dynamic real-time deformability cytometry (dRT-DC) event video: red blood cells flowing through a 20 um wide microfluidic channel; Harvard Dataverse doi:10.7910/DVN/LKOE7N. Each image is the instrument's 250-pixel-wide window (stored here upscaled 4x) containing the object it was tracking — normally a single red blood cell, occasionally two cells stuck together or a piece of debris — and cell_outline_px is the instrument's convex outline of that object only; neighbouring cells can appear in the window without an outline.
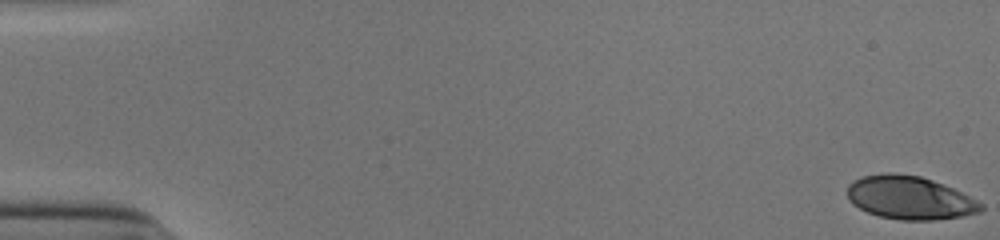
{"species": "human", "species_latin": "Homo sapiens", "temperature_condition": "cold", "stored_images_in_passage": 53, "camera_frame_rate_fps": 3000, "um_per_image_px": 0.085, "donor": {"sex": "male"}, "frame": {"image": 1, "passage_image": 1, "time_ms": 0.0, "image_size_px": [1000, 240], "cell_outline_px": [[984, 208], [980, 212], [964, 216], [932, 220], [900, 220], [880, 216], [868, 212], [852, 204], [848, 200], [848, 184], [852, 180], [864, 176], [888, 172], [892, 172], [920, 176], [932, 180], [952, 188], [984, 204]], "centroid_in_image_um": [77.31, 16.81], "position_along_channel_um": 7.7, "area_um2": 33.64}}
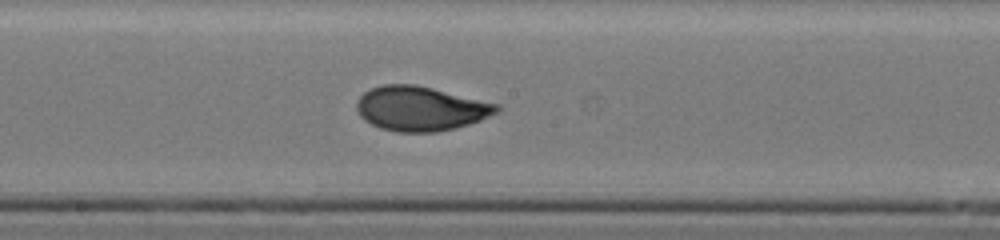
{"frame": {"image": 2, "passage_image": 30, "time_ms": 9.667, "image_size_px": [1000, 240], "cell_outline_px": [[500, 108], [496, 112], [480, 120], [456, 128], [436, 132], [396, 132], [380, 128], [364, 120], [360, 116], [356, 108], [356, 100], [364, 92], [380, 84], [412, 84], [432, 88], [500, 104]], "centroid_in_image_um": [35.71, 9.23], "position_along_channel_um": 212.5, "area_um2": 36.3}}
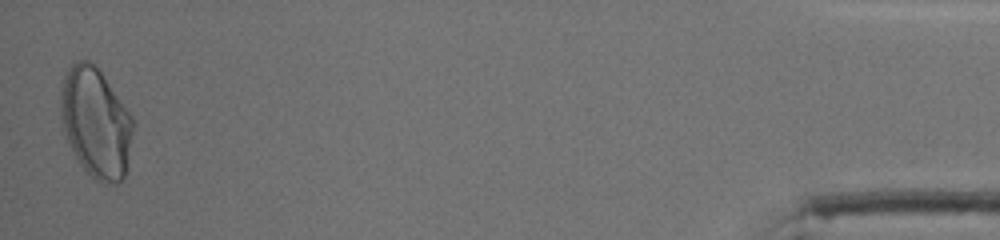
{"frame": {"image": 3, "passage_image": 53, "time_ms": 17.333, "image_size_px": [1000, 240], "cell_outline_px": [[136, 124], [124, 180], [116, 184], [104, 184], [96, 180], [80, 164], [68, 140], [60, 116], [60, 92], [64, 76], [72, 64], [80, 60], [88, 60], [100, 72], [132, 116]], "centroid_in_image_um": [8.17, 10.47], "position_along_channel_um": 427.0, "area_um2": 46.18}, "authors_computed_cell_mechanics": {"area_um2": 35.3736, "velocity_mm_per_s": 3.891, "shape_relaxation_time_tau1_ms": 5.3882, "shape_relaxation_time_tau2_ms": 0.7205, "deformation_change_tau1": 0.1791, "deformation_change_tau2": 0.0525}}